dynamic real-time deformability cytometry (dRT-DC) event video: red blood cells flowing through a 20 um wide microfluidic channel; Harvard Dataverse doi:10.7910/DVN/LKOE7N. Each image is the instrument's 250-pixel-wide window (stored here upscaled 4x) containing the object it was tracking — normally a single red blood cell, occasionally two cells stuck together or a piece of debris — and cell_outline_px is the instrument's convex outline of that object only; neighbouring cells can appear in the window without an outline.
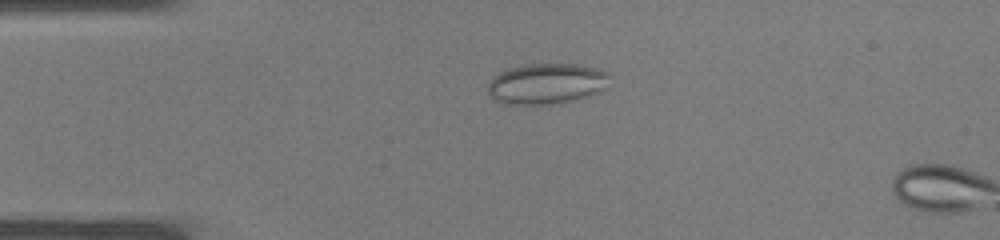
{"species": "common noctule bat (a hibernating species)", "species_latin": "Nyctalus noctula", "temperature_condition": "warm", "stored_images_in_passage": 5, "camera_frame_rate_fps": 3000, "um_per_image_px": 0.085, "animal": {"sex": "male", "body_mass_g": 19.0, "forearm_length_mm": 50.8}, "frame": {"image": 1, "passage_image": 4, "time_ms": 1.0, "image_size_px": [1000, 240], "cell_outline_px": [[608, 76], [604, 88], [588, 96], [564, 104], [504, 104], [488, 96], [488, 84], [500, 72], [508, 68], [532, 64], [580, 64], [600, 68], [608, 72]], "centroid_in_image_um": [46.46, 7.12], "position_along_channel_um": 38.5, "area_um2": 28.96}}